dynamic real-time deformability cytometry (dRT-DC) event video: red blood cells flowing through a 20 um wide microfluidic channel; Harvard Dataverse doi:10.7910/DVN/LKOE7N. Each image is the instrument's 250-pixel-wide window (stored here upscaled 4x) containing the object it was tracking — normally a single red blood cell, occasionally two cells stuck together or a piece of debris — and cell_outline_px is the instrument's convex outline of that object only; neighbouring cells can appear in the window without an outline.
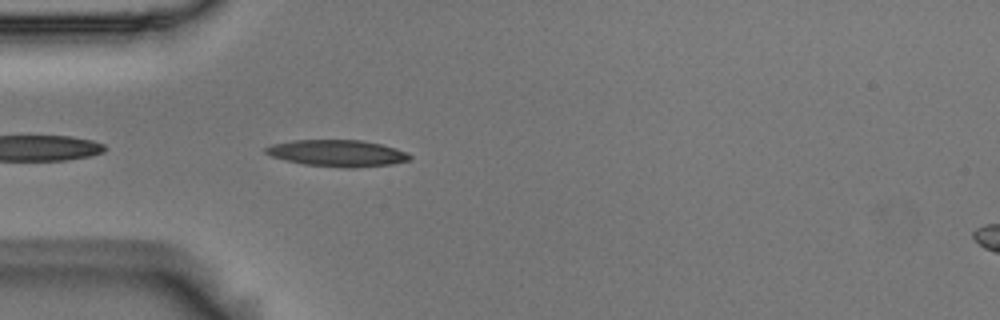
{"species": "Egyptian fruit bat (a non-hibernating species)", "species_latin": "Rousettus aegyptiacus", "temperature_condition": "room temperature", "stored_images_in_passage": 17, "camera_frame_rate_fps": 3000, "um_per_image_px": 0.085, "animal": {"sex": "male"}, "frame": {"image": 1, "passage_image": 3, "time_ms": 0.667, "image_size_px": [1000, 320], "cell_outline_px": [[412, 160], [392, 164], [352, 168], [344, 168], [304, 164], [272, 156], [264, 152], [264, 148], [272, 144], [292, 140], [360, 140], [380, 144], [396, 148], [408, 152], [412, 156]], "centroid_in_image_um": [28.72, 13.02], "position_along_channel_um": 56.3, "area_um2": 22.37}}
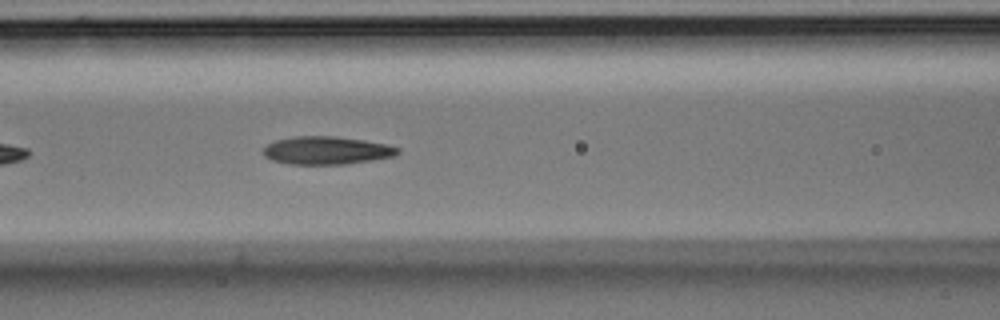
{"frame": {"image": 2, "passage_image": 10, "time_ms": 3.0, "image_size_px": [1000, 320], "cell_outline_px": [[400, 152], [396, 156], [372, 160], [344, 164], [288, 164], [272, 160], [264, 156], [260, 152], [268, 144], [276, 140], [292, 136], [332, 136], [364, 140], [388, 144], [400, 148]], "centroid_in_image_um": [27.76, 12.78], "position_along_channel_um": 138.8, "area_um2": 22.08}}
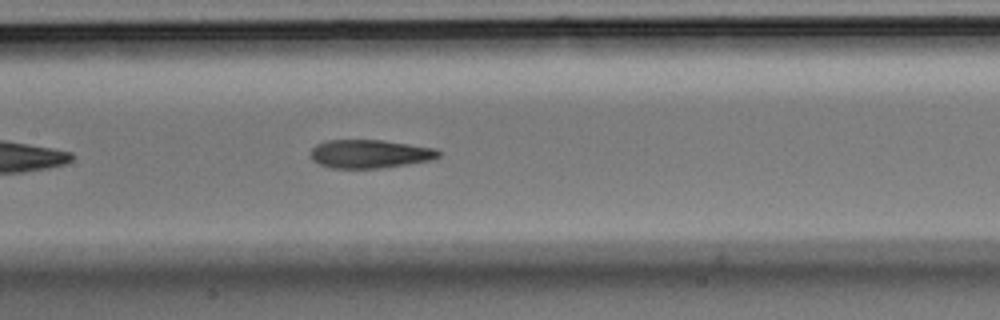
{"frame": {"image": 3, "passage_image": 13, "time_ms": 4.0, "image_size_px": [1000, 320], "cell_outline_px": [[440, 156], [432, 160], [408, 164], [380, 168], [332, 168], [320, 164], [312, 160], [312, 148], [316, 144], [328, 140], [380, 140], [436, 148], [440, 152]], "centroid_in_image_um": [31.45, 13.08], "position_along_channel_um": 175.9, "area_um2": 21.1}}